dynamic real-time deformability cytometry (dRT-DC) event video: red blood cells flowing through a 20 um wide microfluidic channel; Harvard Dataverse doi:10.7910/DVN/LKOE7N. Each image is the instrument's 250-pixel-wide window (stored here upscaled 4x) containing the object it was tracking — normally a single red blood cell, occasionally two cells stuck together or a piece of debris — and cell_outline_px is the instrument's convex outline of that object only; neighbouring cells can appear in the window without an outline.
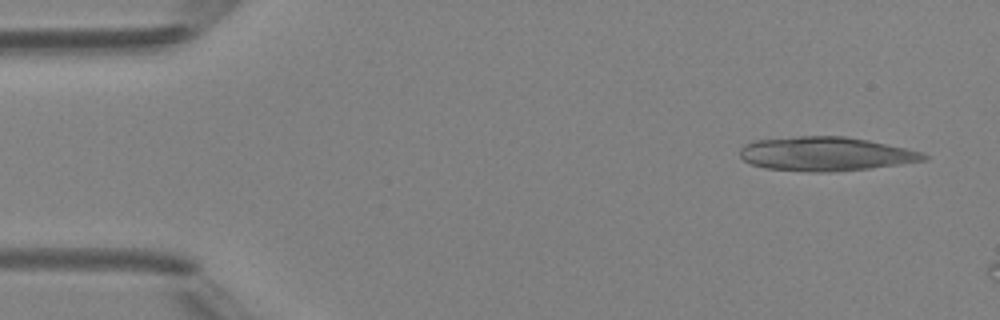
{"species": "Egyptian fruit bat (a non-hibernating species)", "species_latin": "Rousettus aegyptiacus", "temperature_condition": "room temperature", "stored_images_in_passage": 3, "camera_frame_rate_fps": 3000, "um_per_image_px": 0.085, "animal": {"sex": "female"}, "frame": {"image": 1, "passage_image": 1, "time_ms": 0.0, "image_size_px": [1000, 320], "cell_outline_px": [[928, 160], [868, 168], [828, 172], [812, 172], [764, 168], [752, 164], [744, 160], [740, 156], [740, 148], [744, 144], [752, 140], [800, 136], [844, 136], [868, 140], [924, 152], [928, 156]], "centroid_in_image_um": [70.16, 13.07], "position_along_channel_um": 14.8, "area_um2": 36.41}}